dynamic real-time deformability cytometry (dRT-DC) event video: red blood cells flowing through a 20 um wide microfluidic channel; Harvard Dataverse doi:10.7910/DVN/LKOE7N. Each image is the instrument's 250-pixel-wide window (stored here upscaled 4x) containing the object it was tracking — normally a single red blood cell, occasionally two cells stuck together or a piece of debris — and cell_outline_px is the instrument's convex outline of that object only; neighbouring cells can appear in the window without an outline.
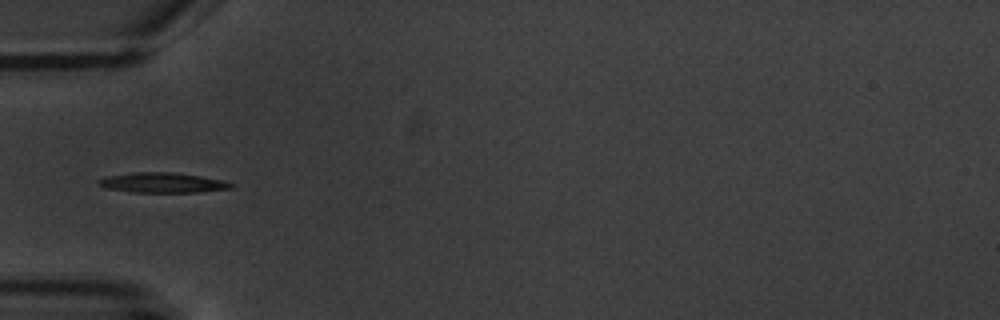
{"species": "common noctule bat (a hibernating species)", "species_latin": "Nyctalus noctula", "temperature_condition": "warm", "stored_images_in_passage": 7, "camera_frame_rate_fps": 3000, "um_per_image_px": 0.085, "animal": {"sex": "male", "body_mass_g": 20.1, "forearm_length_mm": 53.5}, "frame": {"image": 1, "passage_image": 7, "time_ms": 7.333, "image_size_px": [1000, 320], "cell_outline_px": [[236, 184], [232, 188], [200, 192], [132, 192], [104, 188], [96, 184], [96, 180], [108, 176], [132, 172], [172, 172], [200, 176], [224, 180]], "centroid_in_image_um": [13.8, 15.53], "position_along_channel_um": 71.2, "area_um2": 15.66}}